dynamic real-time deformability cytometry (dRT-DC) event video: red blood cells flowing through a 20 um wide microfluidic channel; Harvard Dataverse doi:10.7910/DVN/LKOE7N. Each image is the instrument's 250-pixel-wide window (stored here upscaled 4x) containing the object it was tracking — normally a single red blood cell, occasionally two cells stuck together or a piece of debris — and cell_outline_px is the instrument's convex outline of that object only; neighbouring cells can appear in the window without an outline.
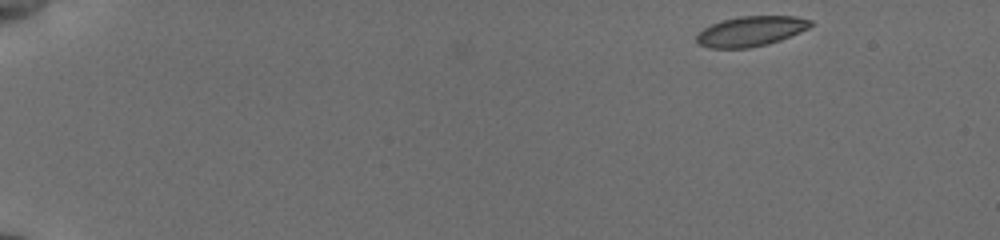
{"species": "common noctule bat (a hibernating species)", "species_latin": "Nyctalus noctula", "temperature_condition": "cold", "stored_images_in_passage": 46, "camera_frame_rate_fps": 3000, "um_per_image_px": 0.085, "animal": {"sex": "female", "body_mass_g": 19.5, "forearm_length_mm": 54.1}, "frame": {"image": 1, "passage_image": 1, "time_ms": 0.0, "image_size_px": [1000, 240], "cell_outline_px": [[816, 24], [800, 32], [780, 40], [768, 44], [748, 48], [708, 48], [700, 44], [696, 40], [696, 36], [704, 28], [712, 24], [724, 20], [740, 16], [796, 16], [812, 20]], "centroid_in_image_um": [63.86, 2.65], "position_along_channel_um": 21.1, "area_um2": 19.94}}
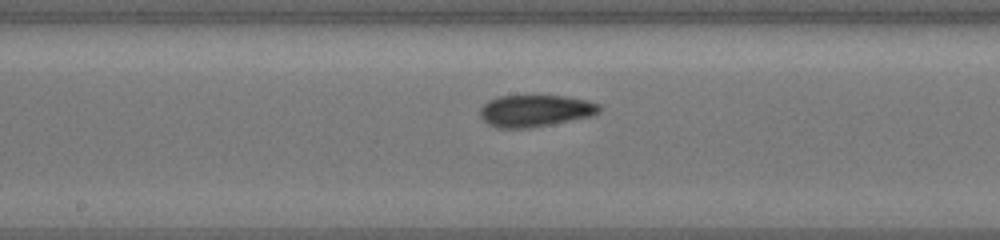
{"frame": {"image": 2, "passage_image": 26, "time_ms": 8.333, "image_size_px": [1000, 240], "cell_outline_px": [[600, 112], [592, 116], [532, 128], [496, 128], [488, 124], [480, 116], [480, 108], [488, 100], [500, 96], [564, 96], [588, 100], [600, 104]], "centroid_in_image_um": [45.5, 9.42], "position_along_channel_um": 202.7, "area_um2": 22.25}}
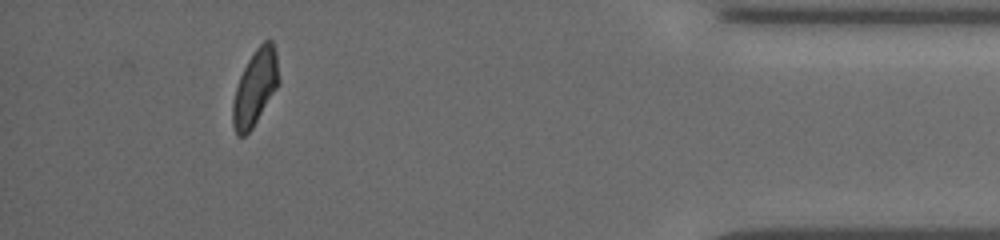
{"frame": {"image": 3, "passage_image": 46, "time_ms": 15.0, "image_size_px": [1000, 240], "cell_outline_px": [[280, 80], [276, 88], [252, 128], [244, 136], [236, 136], [232, 124], [232, 100], [240, 76], [248, 60], [256, 48], [264, 40], [272, 40], [276, 52]], "centroid_in_image_um": [21.67, 7.44], "position_along_channel_um": 413.5, "area_um2": 20.17}, "authors_computed_cell_mechanics": {"area_um2": 20.9814, "velocity_mm_per_s": 3.8166, "shape_relaxation_time_tau1_ms": 8.0745, "shape_relaxation_time_tau2_ms": 3.4285, "deformation_change_tau1": 0.1427, "deformation_change_tau2": 0.0793}}